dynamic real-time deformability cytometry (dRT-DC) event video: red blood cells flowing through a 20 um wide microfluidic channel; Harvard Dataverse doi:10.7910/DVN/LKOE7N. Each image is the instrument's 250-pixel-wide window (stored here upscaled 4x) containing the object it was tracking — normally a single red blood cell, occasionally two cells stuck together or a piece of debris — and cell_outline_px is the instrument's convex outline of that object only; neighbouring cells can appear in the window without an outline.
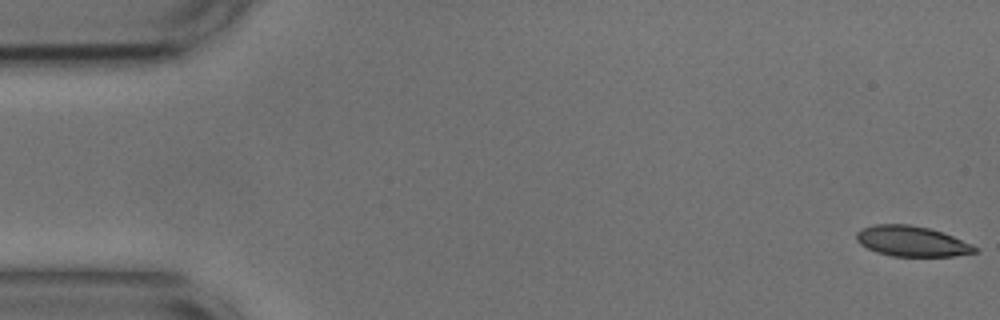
{"species": "common noctule bat (a hibernating species)", "species_latin": "Nyctalus noctula", "temperature_condition": "cold", "stored_images_in_passage": 54, "camera_frame_rate_fps": 3000, "um_per_image_px": 0.085, "animal": {"sex": "male", "body_mass_g": 17.9, "forearm_length_mm": 54.2}, "frame": {"image": 1, "passage_image": 1, "time_ms": 0.0, "image_size_px": [1000, 320], "cell_outline_px": [[980, 252], [952, 256], [892, 256], [876, 252], [860, 244], [856, 240], [856, 232], [864, 228], [876, 224], [908, 224], [928, 228], [952, 236], [972, 244], [980, 248]], "centroid_in_image_um": [77.53, 20.51], "position_along_channel_um": 7.5, "area_um2": 20.92}}
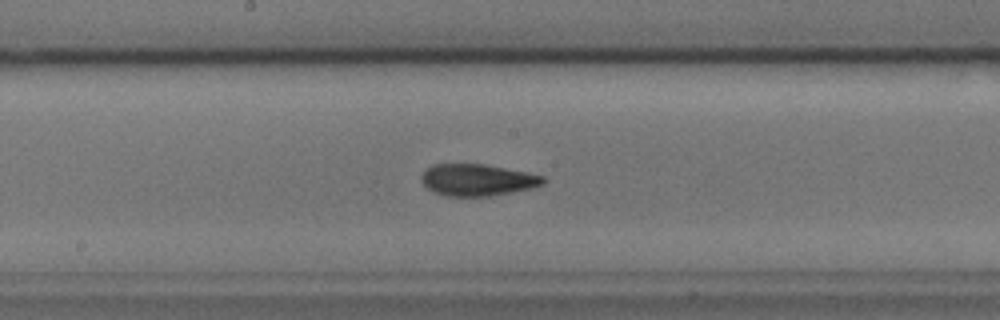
{"frame": {"image": 2, "passage_image": 28, "time_ms": 9.0, "image_size_px": [1000, 320], "cell_outline_px": [[544, 184], [532, 188], [492, 196], [444, 196], [432, 192], [420, 180], [420, 176], [432, 164], [484, 164], [528, 172], [544, 176]], "centroid_in_image_um": [40.57, 15.3], "position_along_channel_um": 207.6, "area_um2": 22.66}}
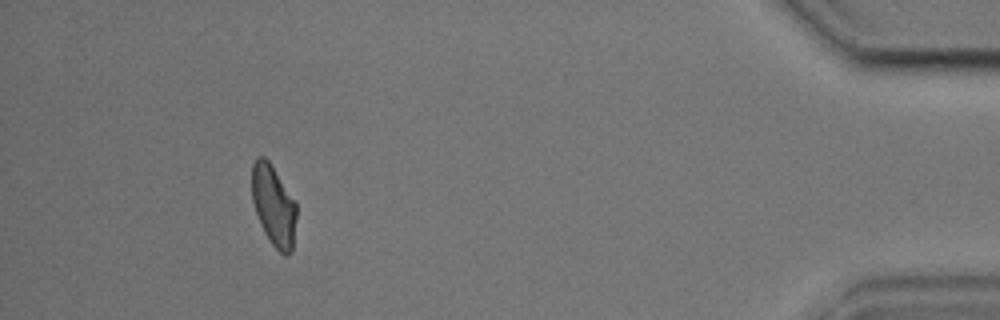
{"frame": {"image": 3, "passage_image": 50, "time_ms": 16.333, "image_size_px": [1000, 320], "cell_outline_px": [[296, 216], [292, 252], [288, 256], [284, 256], [272, 244], [264, 232], [260, 224], [252, 200], [252, 164], [256, 156], [264, 156], [268, 160], [296, 204]], "centroid_in_image_um": [23.24, 17.49], "position_along_channel_um": 412.0, "area_um2": 20.75}, "authors_computed_cell_mechanics": {"area_um2": 21.8195, "velocity_mm_per_s": 3.647, "shape_relaxation_time_tau1_ms": 7.2851, "shape_relaxation_time_tau2_ms": 2.8018, "deformation_change_tau1": 0.168, "deformation_change_tau2": 0.0941}}